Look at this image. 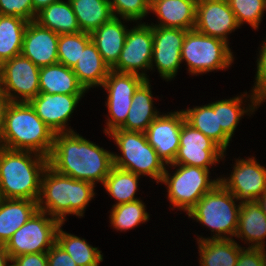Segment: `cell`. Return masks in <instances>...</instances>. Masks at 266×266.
Instances as JSON below:
<instances>
[{
  "label": "cell",
  "mask_w": 266,
  "mask_h": 266,
  "mask_svg": "<svg viewBox=\"0 0 266 266\" xmlns=\"http://www.w3.org/2000/svg\"><path fill=\"white\" fill-rule=\"evenodd\" d=\"M48 166L77 180L103 184L113 167V153L74 131L56 133Z\"/></svg>",
  "instance_id": "1"
},
{
  "label": "cell",
  "mask_w": 266,
  "mask_h": 266,
  "mask_svg": "<svg viewBox=\"0 0 266 266\" xmlns=\"http://www.w3.org/2000/svg\"><path fill=\"white\" fill-rule=\"evenodd\" d=\"M47 166L48 158L43 155L2 147L0 149V198L38 201L41 177Z\"/></svg>",
  "instance_id": "2"
},
{
  "label": "cell",
  "mask_w": 266,
  "mask_h": 266,
  "mask_svg": "<svg viewBox=\"0 0 266 266\" xmlns=\"http://www.w3.org/2000/svg\"><path fill=\"white\" fill-rule=\"evenodd\" d=\"M94 187L90 182L59 174L47 166L41 178L38 210L48 213L62 224L67 214L81 217L95 195Z\"/></svg>",
  "instance_id": "3"
},
{
  "label": "cell",
  "mask_w": 266,
  "mask_h": 266,
  "mask_svg": "<svg viewBox=\"0 0 266 266\" xmlns=\"http://www.w3.org/2000/svg\"><path fill=\"white\" fill-rule=\"evenodd\" d=\"M0 137L4 148L32 151L48 158L55 133L37 116L29 102H11Z\"/></svg>",
  "instance_id": "4"
},
{
  "label": "cell",
  "mask_w": 266,
  "mask_h": 266,
  "mask_svg": "<svg viewBox=\"0 0 266 266\" xmlns=\"http://www.w3.org/2000/svg\"><path fill=\"white\" fill-rule=\"evenodd\" d=\"M234 199L238 200L219 182L187 213L189 218L192 217L193 220L196 219L201 224L208 226L212 232H217L211 238L200 237L197 241L230 239L235 236L241 202L236 205ZM226 234L230 237L225 236Z\"/></svg>",
  "instance_id": "5"
},
{
  "label": "cell",
  "mask_w": 266,
  "mask_h": 266,
  "mask_svg": "<svg viewBox=\"0 0 266 266\" xmlns=\"http://www.w3.org/2000/svg\"><path fill=\"white\" fill-rule=\"evenodd\" d=\"M107 135L113 137L122 153V156L113 153V166L161 182L166 167L145 133L116 129Z\"/></svg>",
  "instance_id": "6"
},
{
  "label": "cell",
  "mask_w": 266,
  "mask_h": 266,
  "mask_svg": "<svg viewBox=\"0 0 266 266\" xmlns=\"http://www.w3.org/2000/svg\"><path fill=\"white\" fill-rule=\"evenodd\" d=\"M233 55L225 41L189 30L181 48V61H186L190 74L225 69L233 63Z\"/></svg>",
  "instance_id": "7"
},
{
  "label": "cell",
  "mask_w": 266,
  "mask_h": 266,
  "mask_svg": "<svg viewBox=\"0 0 266 266\" xmlns=\"http://www.w3.org/2000/svg\"><path fill=\"white\" fill-rule=\"evenodd\" d=\"M176 168L173 176L165 168L161 183L168 188V199L172 206L180 208L187 213L196 203L219 182L218 179H209V170L201 167L170 164Z\"/></svg>",
  "instance_id": "8"
},
{
  "label": "cell",
  "mask_w": 266,
  "mask_h": 266,
  "mask_svg": "<svg viewBox=\"0 0 266 266\" xmlns=\"http://www.w3.org/2000/svg\"><path fill=\"white\" fill-rule=\"evenodd\" d=\"M46 212L37 210L6 242L10 258L22 254L47 253L56 242V232L61 224Z\"/></svg>",
  "instance_id": "9"
},
{
  "label": "cell",
  "mask_w": 266,
  "mask_h": 266,
  "mask_svg": "<svg viewBox=\"0 0 266 266\" xmlns=\"http://www.w3.org/2000/svg\"><path fill=\"white\" fill-rule=\"evenodd\" d=\"M145 80L141 75L117 72L112 69L109 71L102 85L108 92L106 105L110 116L106 123L107 127L104 129L106 134L119 129L125 123L133 95Z\"/></svg>",
  "instance_id": "10"
},
{
  "label": "cell",
  "mask_w": 266,
  "mask_h": 266,
  "mask_svg": "<svg viewBox=\"0 0 266 266\" xmlns=\"http://www.w3.org/2000/svg\"><path fill=\"white\" fill-rule=\"evenodd\" d=\"M39 70L22 54L4 61L3 92L11 102H29L39 94Z\"/></svg>",
  "instance_id": "11"
},
{
  "label": "cell",
  "mask_w": 266,
  "mask_h": 266,
  "mask_svg": "<svg viewBox=\"0 0 266 266\" xmlns=\"http://www.w3.org/2000/svg\"><path fill=\"white\" fill-rule=\"evenodd\" d=\"M153 52V26L145 23L128 29L123 49L117 63L111 68L122 73L141 75L145 79L147 74L140 69H151Z\"/></svg>",
  "instance_id": "12"
},
{
  "label": "cell",
  "mask_w": 266,
  "mask_h": 266,
  "mask_svg": "<svg viewBox=\"0 0 266 266\" xmlns=\"http://www.w3.org/2000/svg\"><path fill=\"white\" fill-rule=\"evenodd\" d=\"M223 155L224 151L213 140L185 121L180 132L179 149L172 164L209 170L210 166L225 157Z\"/></svg>",
  "instance_id": "13"
},
{
  "label": "cell",
  "mask_w": 266,
  "mask_h": 266,
  "mask_svg": "<svg viewBox=\"0 0 266 266\" xmlns=\"http://www.w3.org/2000/svg\"><path fill=\"white\" fill-rule=\"evenodd\" d=\"M188 30L153 26L152 64L164 79L175 77L181 64V48ZM153 62L155 65H153Z\"/></svg>",
  "instance_id": "14"
},
{
  "label": "cell",
  "mask_w": 266,
  "mask_h": 266,
  "mask_svg": "<svg viewBox=\"0 0 266 266\" xmlns=\"http://www.w3.org/2000/svg\"><path fill=\"white\" fill-rule=\"evenodd\" d=\"M233 169L228 180L225 177L219 180L238 200L256 201L266 192V168L255 158L237 160Z\"/></svg>",
  "instance_id": "15"
},
{
  "label": "cell",
  "mask_w": 266,
  "mask_h": 266,
  "mask_svg": "<svg viewBox=\"0 0 266 266\" xmlns=\"http://www.w3.org/2000/svg\"><path fill=\"white\" fill-rule=\"evenodd\" d=\"M237 27L239 24L227 0H197L194 30L228 43L227 34Z\"/></svg>",
  "instance_id": "16"
},
{
  "label": "cell",
  "mask_w": 266,
  "mask_h": 266,
  "mask_svg": "<svg viewBox=\"0 0 266 266\" xmlns=\"http://www.w3.org/2000/svg\"><path fill=\"white\" fill-rule=\"evenodd\" d=\"M184 112L159 115L146 129L148 143L164 164H172L179 149L180 132L185 122Z\"/></svg>",
  "instance_id": "17"
},
{
  "label": "cell",
  "mask_w": 266,
  "mask_h": 266,
  "mask_svg": "<svg viewBox=\"0 0 266 266\" xmlns=\"http://www.w3.org/2000/svg\"><path fill=\"white\" fill-rule=\"evenodd\" d=\"M82 96L39 92L29 103L35 110L37 116L55 134L73 132L70 128L68 130L66 129V123Z\"/></svg>",
  "instance_id": "18"
},
{
  "label": "cell",
  "mask_w": 266,
  "mask_h": 266,
  "mask_svg": "<svg viewBox=\"0 0 266 266\" xmlns=\"http://www.w3.org/2000/svg\"><path fill=\"white\" fill-rule=\"evenodd\" d=\"M58 38L54 31L30 21L24 33L21 54L36 66L43 67L58 63Z\"/></svg>",
  "instance_id": "19"
},
{
  "label": "cell",
  "mask_w": 266,
  "mask_h": 266,
  "mask_svg": "<svg viewBox=\"0 0 266 266\" xmlns=\"http://www.w3.org/2000/svg\"><path fill=\"white\" fill-rule=\"evenodd\" d=\"M197 0H151L150 11L157 14L159 24L152 26L193 30Z\"/></svg>",
  "instance_id": "20"
},
{
  "label": "cell",
  "mask_w": 266,
  "mask_h": 266,
  "mask_svg": "<svg viewBox=\"0 0 266 266\" xmlns=\"http://www.w3.org/2000/svg\"><path fill=\"white\" fill-rule=\"evenodd\" d=\"M127 33L128 29L122 24L121 19L113 16L90 34L91 40L110 69L119 59Z\"/></svg>",
  "instance_id": "21"
},
{
  "label": "cell",
  "mask_w": 266,
  "mask_h": 266,
  "mask_svg": "<svg viewBox=\"0 0 266 266\" xmlns=\"http://www.w3.org/2000/svg\"><path fill=\"white\" fill-rule=\"evenodd\" d=\"M39 89L48 94L84 95L86 92L73 69L60 63L40 67Z\"/></svg>",
  "instance_id": "22"
},
{
  "label": "cell",
  "mask_w": 266,
  "mask_h": 266,
  "mask_svg": "<svg viewBox=\"0 0 266 266\" xmlns=\"http://www.w3.org/2000/svg\"><path fill=\"white\" fill-rule=\"evenodd\" d=\"M185 120L194 129L213 140L224 152L231 138L222 130L218 120V101L183 110Z\"/></svg>",
  "instance_id": "23"
},
{
  "label": "cell",
  "mask_w": 266,
  "mask_h": 266,
  "mask_svg": "<svg viewBox=\"0 0 266 266\" xmlns=\"http://www.w3.org/2000/svg\"><path fill=\"white\" fill-rule=\"evenodd\" d=\"M38 210L37 201L0 198V242H6Z\"/></svg>",
  "instance_id": "24"
},
{
  "label": "cell",
  "mask_w": 266,
  "mask_h": 266,
  "mask_svg": "<svg viewBox=\"0 0 266 266\" xmlns=\"http://www.w3.org/2000/svg\"><path fill=\"white\" fill-rule=\"evenodd\" d=\"M149 84V79H146L137 88L125 123L119 129L145 133L148 126L160 115L153 108V96Z\"/></svg>",
  "instance_id": "25"
},
{
  "label": "cell",
  "mask_w": 266,
  "mask_h": 266,
  "mask_svg": "<svg viewBox=\"0 0 266 266\" xmlns=\"http://www.w3.org/2000/svg\"><path fill=\"white\" fill-rule=\"evenodd\" d=\"M235 237L252 243L250 248L266 249V217L256 201L241 202Z\"/></svg>",
  "instance_id": "26"
},
{
  "label": "cell",
  "mask_w": 266,
  "mask_h": 266,
  "mask_svg": "<svg viewBox=\"0 0 266 266\" xmlns=\"http://www.w3.org/2000/svg\"><path fill=\"white\" fill-rule=\"evenodd\" d=\"M110 70L92 40L86 44L73 67V72L86 91L93 86H102Z\"/></svg>",
  "instance_id": "27"
},
{
  "label": "cell",
  "mask_w": 266,
  "mask_h": 266,
  "mask_svg": "<svg viewBox=\"0 0 266 266\" xmlns=\"http://www.w3.org/2000/svg\"><path fill=\"white\" fill-rule=\"evenodd\" d=\"M34 21L58 35L81 32L69 0L51 3L37 13Z\"/></svg>",
  "instance_id": "28"
},
{
  "label": "cell",
  "mask_w": 266,
  "mask_h": 266,
  "mask_svg": "<svg viewBox=\"0 0 266 266\" xmlns=\"http://www.w3.org/2000/svg\"><path fill=\"white\" fill-rule=\"evenodd\" d=\"M201 266H236L242 247L234 239H207L197 242Z\"/></svg>",
  "instance_id": "29"
},
{
  "label": "cell",
  "mask_w": 266,
  "mask_h": 266,
  "mask_svg": "<svg viewBox=\"0 0 266 266\" xmlns=\"http://www.w3.org/2000/svg\"><path fill=\"white\" fill-rule=\"evenodd\" d=\"M69 2L81 32L91 34L113 17L109 0H69Z\"/></svg>",
  "instance_id": "30"
},
{
  "label": "cell",
  "mask_w": 266,
  "mask_h": 266,
  "mask_svg": "<svg viewBox=\"0 0 266 266\" xmlns=\"http://www.w3.org/2000/svg\"><path fill=\"white\" fill-rule=\"evenodd\" d=\"M28 21L16 16L0 14V59L3 61L20 55Z\"/></svg>",
  "instance_id": "31"
},
{
  "label": "cell",
  "mask_w": 266,
  "mask_h": 266,
  "mask_svg": "<svg viewBox=\"0 0 266 266\" xmlns=\"http://www.w3.org/2000/svg\"><path fill=\"white\" fill-rule=\"evenodd\" d=\"M61 226L62 223L56 232V243L72 257L77 266H99V262L103 261L101 251L89 245L85 239L65 233Z\"/></svg>",
  "instance_id": "32"
},
{
  "label": "cell",
  "mask_w": 266,
  "mask_h": 266,
  "mask_svg": "<svg viewBox=\"0 0 266 266\" xmlns=\"http://www.w3.org/2000/svg\"><path fill=\"white\" fill-rule=\"evenodd\" d=\"M139 179V176L133 172L113 166L103 185L109 195L118 201L114 205H119L138 200L135 198V193Z\"/></svg>",
  "instance_id": "33"
},
{
  "label": "cell",
  "mask_w": 266,
  "mask_h": 266,
  "mask_svg": "<svg viewBox=\"0 0 266 266\" xmlns=\"http://www.w3.org/2000/svg\"><path fill=\"white\" fill-rule=\"evenodd\" d=\"M144 203L139 200L113 205L110 221L114 228L120 231L131 230L138 224L148 221L149 214Z\"/></svg>",
  "instance_id": "34"
},
{
  "label": "cell",
  "mask_w": 266,
  "mask_h": 266,
  "mask_svg": "<svg viewBox=\"0 0 266 266\" xmlns=\"http://www.w3.org/2000/svg\"><path fill=\"white\" fill-rule=\"evenodd\" d=\"M243 95L234 98L218 101V120L222 130L232 138L234 131L239 123V120L246 112H254L256 106V98L251 94V104L247 109L242 107ZM242 108H241V107Z\"/></svg>",
  "instance_id": "35"
},
{
  "label": "cell",
  "mask_w": 266,
  "mask_h": 266,
  "mask_svg": "<svg viewBox=\"0 0 266 266\" xmlns=\"http://www.w3.org/2000/svg\"><path fill=\"white\" fill-rule=\"evenodd\" d=\"M90 40L91 35L86 32L59 35L58 63L73 69Z\"/></svg>",
  "instance_id": "36"
},
{
  "label": "cell",
  "mask_w": 266,
  "mask_h": 266,
  "mask_svg": "<svg viewBox=\"0 0 266 266\" xmlns=\"http://www.w3.org/2000/svg\"><path fill=\"white\" fill-rule=\"evenodd\" d=\"M234 12L239 26L247 22L253 29L259 28V23L266 10V0H227Z\"/></svg>",
  "instance_id": "37"
},
{
  "label": "cell",
  "mask_w": 266,
  "mask_h": 266,
  "mask_svg": "<svg viewBox=\"0 0 266 266\" xmlns=\"http://www.w3.org/2000/svg\"><path fill=\"white\" fill-rule=\"evenodd\" d=\"M109 3L114 17L117 13L121 19L134 22L148 14L151 0H109Z\"/></svg>",
  "instance_id": "38"
},
{
  "label": "cell",
  "mask_w": 266,
  "mask_h": 266,
  "mask_svg": "<svg viewBox=\"0 0 266 266\" xmlns=\"http://www.w3.org/2000/svg\"><path fill=\"white\" fill-rule=\"evenodd\" d=\"M0 14L21 17L28 22L34 21L37 15L32 0H0Z\"/></svg>",
  "instance_id": "39"
},
{
  "label": "cell",
  "mask_w": 266,
  "mask_h": 266,
  "mask_svg": "<svg viewBox=\"0 0 266 266\" xmlns=\"http://www.w3.org/2000/svg\"><path fill=\"white\" fill-rule=\"evenodd\" d=\"M259 55L257 60L255 87H253V91H251L256 98V106H260L266 99V41L263 42Z\"/></svg>",
  "instance_id": "40"
},
{
  "label": "cell",
  "mask_w": 266,
  "mask_h": 266,
  "mask_svg": "<svg viewBox=\"0 0 266 266\" xmlns=\"http://www.w3.org/2000/svg\"><path fill=\"white\" fill-rule=\"evenodd\" d=\"M236 266H266V251L248 247L240 251Z\"/></svg>",
  "instance_id": "41"
},
{
  "label": "cell",
  "mask_w": 266,
  "mask_h": 266,
  "mask_svg": "<svg viewBox=\"0 0 266 266\" xmlns=\"http://www.w3.org/2000/svg\"><path fill=\"white\" fill-rule=\"evenodd\" d=\"M48 266H77L72 257L56 242L47 252Z\"/></svg>",
  "instance_id": "42"
},
{
  "label": "cell",
  "mask_w": 266,
  "mask_h": 266,
  "mask_svg": "<svg viewBox=\"0 0 266 266\" xmlns=\"http://www.w3.org/2000/svg\"><path fill=\"white\" fill-rule=\"evenodd\" d=\"M11 266H48L47 253L22 254L11 259Z\"/></svg>",
  "instance_id": "43"
},
{
  "label": "cell",
  "mask_w": 266,
  "mask_h": 266,
  "mask_svg": "<svg viewBox=\"0 0 266 266\" xmlns=\"http://www.w3.org/2000/svg\"><path fill=\"white\" fill-rule=\"evenodd\" d=\"M11 103V100L3 93L0 96V132L2 131L5 117H6V111Z\"/></svg>",
  "instance_id": "44"
},
{
  "label": "cell",
  "mask_w": 266,
  "mask_h": 266,
  "mask_svg": "<svg viewBox=\"0 0 266 266\" xmlns=\"http://www.w3.org/2000/svg\"><path fill=\"white\" fill-rule=\"evenodd\" d=\"M59 0H32L33 10L37 14L45 7L49 6L51 3L57 2Z\"/></svg>",
  "instance_id": "45"
},
{
  "label": "cell",
  "mask_w": 266,
  "mask_h": 266,
  "mask_svg": "<svg viewBox=\"0 0 266 266\" xmlns=\"http://www.w3.org/2000/svg\"><path fill=\"white\" fill-rule=\"evenodd\" d=\"M8 261L11 262V258L7 252L6 245L0 242V266H7Z\"/></svg>",
  "instance_id": "46"
},
{
  "label": "cell",
  "mask_w": 266,
  "mask_h": 266,
  "mask_svg": "<svg viewBox=\"0 0 266 266\" xmlns=\"http://www.w3.org/2000/svg\"><path fill=\"white\" fill-rule=\"evenodd\" d=\"M256 203L260 206L261 210L266 217V192H264L257 200Z\"/></svg>",
  "instance_id": "47"
},
{
  "label": "cell",
  "mask_w": 266,
  "mask_h": 266,
  "mask_svg": "<svg viewBox=\"0 0 266 266\" xmlns=\"http://www.w3.org/2000/svg\"><path fill=\"white\" fill-rule=\"evenodd\" d=\"M4 61L0 59V78L3 77Z\"/></svg>",
  "instance_id": "48"
},
{
  "label": "cell",
  "mask_w": 266,
  "mask_h": 266,
  "mask_svg": "<svg viewBox=\"0 0 266 266\" xmlns=\"http://www.w3.org/2000/svg\"><path fill=\"white\" fill-rule=\"evenodd\" d=\"M3 84H2V78H0V96L3 94Z\"/></svg>",
  "instance_id": "49"
},
{
  "label": "cell",
  "mask_w": 266,
  "mask_h": 266,
  "mask_svg": "<svg viewBox=\"0 0 266 266\" xmlns=\"http://www.w3.org/2000/svg\"><path fill=\"white\" fill-rule=\"evenodd\" d=\"M3 146H2V143H1V137H0V149L2 148Z\"/></svg>",
  "instance_id": "50"
}]
</instances>
